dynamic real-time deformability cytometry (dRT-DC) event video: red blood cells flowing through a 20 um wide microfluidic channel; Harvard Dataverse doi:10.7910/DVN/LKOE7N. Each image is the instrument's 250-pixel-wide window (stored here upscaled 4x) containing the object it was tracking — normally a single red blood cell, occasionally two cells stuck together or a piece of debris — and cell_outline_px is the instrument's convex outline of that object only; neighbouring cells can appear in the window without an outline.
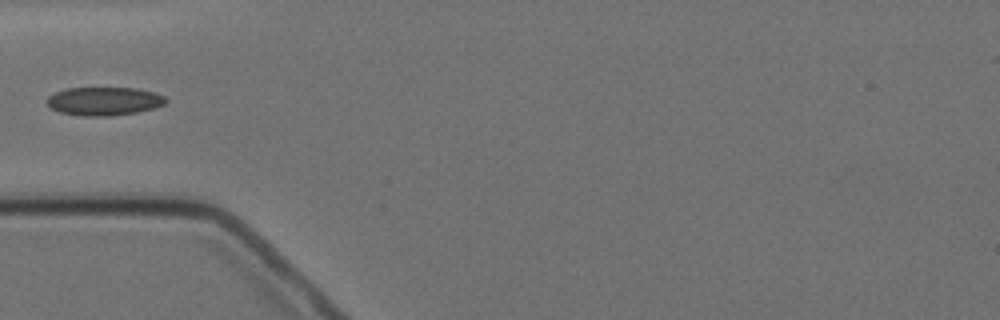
{"species": "Egyptian fruit bat (a non-hibernating species)", "species_latin": "Rousettus aegyptiacus", "temperature_condition": "cold", "stored_images_in_passage": 9, "camera_frame_rate_fps": 3000, "um_per_image_px": 0.085, "animal": {"sex": "female"}, "frame": {"image": 1, "passage_image": 3, "time_ms": 2.333, "image_size_px": [1000, 320], "cell_outline_px": [[168, 100], [164, 104], [156, 108], [136, 112], [108, 116], [80, 116], [60, 112], [48, 108], [44, 100], [48, 96], [56, 92], [68, 88], [136, 88], [152, 92], [164, 96]], "centroid_in_image_um": [8.8, 8.61], "position_along_channel_um": 76.2, "area_um2": 19.83}}
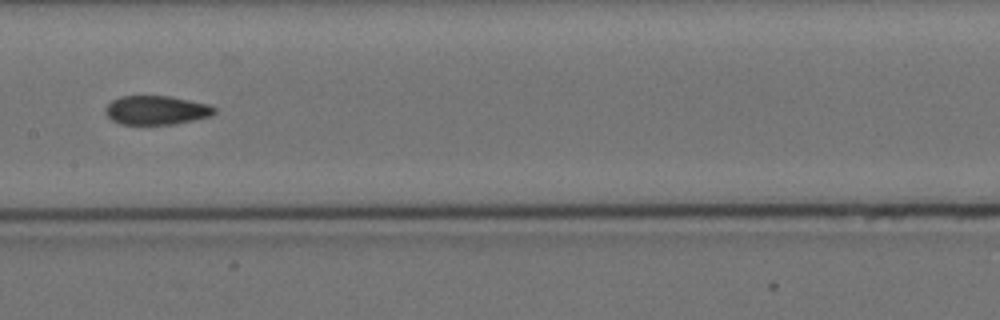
{"frame": {"image": 2, "passage_image": 6, "time_ms": 5.667, "image_size_px": [1000, 320], "cell_outline_px": [[216, 112], [212, 116], [176, 124], [120, 124], [112, 120], [104, 112], [104, 108], [112, 100], [120, 96], [168, 96], [208, 104], [216, 108]], "centroid_in_image_um": [13.28, 9.37], "position_along_channel_um": 194.1, "area_um2": 18.44}}
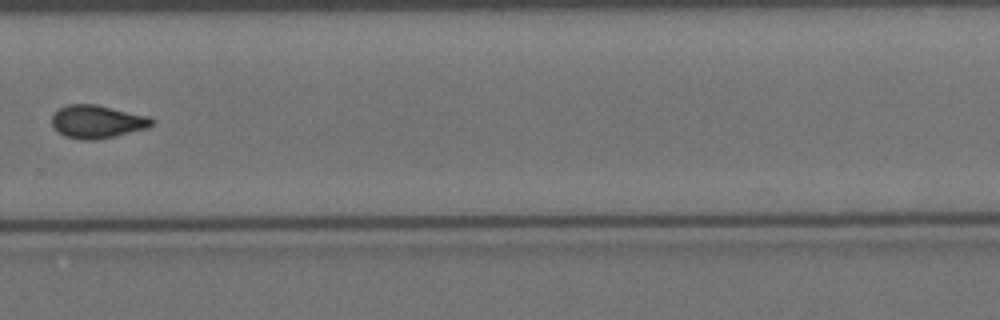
{"frame": {"image": 3, "passage_image": 9, "time_ms": 9.333, "image_size_px": [1000, 320], "cell_outline_px": [[152, 124], [148, 128], [116, 136], [96, 140], [84, 140], [64, 136], [52, 124], [52, 116], [60, 108], [68, 104], [96, 104], [148, 116], [152, 120]], "centroid_in_image_um": [8.26, 10.34], "position_along_channel_um": 321.5, "area_um2": 19.07}}